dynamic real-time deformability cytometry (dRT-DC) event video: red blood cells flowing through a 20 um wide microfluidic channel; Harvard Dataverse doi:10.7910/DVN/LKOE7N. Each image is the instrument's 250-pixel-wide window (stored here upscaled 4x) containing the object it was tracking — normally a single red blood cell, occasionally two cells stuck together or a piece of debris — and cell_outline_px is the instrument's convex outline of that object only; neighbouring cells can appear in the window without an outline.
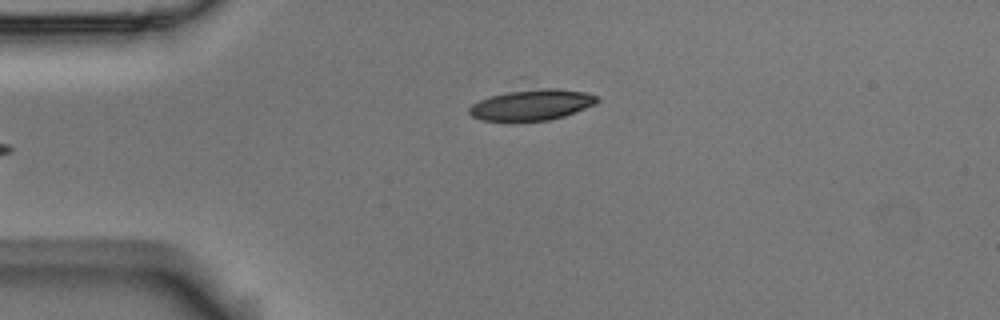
{"species": "Egyptian fruit bat (a non-hibernating species)", "species_latin": "Rousettus aegyptiacus", "temperature_condition": "room temperature", "stored_images_in_passage": 4, "camera_frame_rate_fps": 3000, "um_per_image_px": 0.085, "animal": {"sex": "male"}, "frame": {"image": 1, "passage_image": 4, "time_ms": 1.0, "image_size_px": [1000, 320], "cell_outline_px": [[600, 100], [596, 104], [564, 116], [548, 120], [516, 124], [512, 124], [480, 120], [472, 116], [468, 112], [468, 108], [472, 104], [480, 100], [492, 96], [508, 92], [544, 88], [556, 88], [584, 92], [596, 96]], "centroid_in_image_um": [45.15, 8.97], "position_along_channel_um": 39.8, "area_um2": 23.58}}